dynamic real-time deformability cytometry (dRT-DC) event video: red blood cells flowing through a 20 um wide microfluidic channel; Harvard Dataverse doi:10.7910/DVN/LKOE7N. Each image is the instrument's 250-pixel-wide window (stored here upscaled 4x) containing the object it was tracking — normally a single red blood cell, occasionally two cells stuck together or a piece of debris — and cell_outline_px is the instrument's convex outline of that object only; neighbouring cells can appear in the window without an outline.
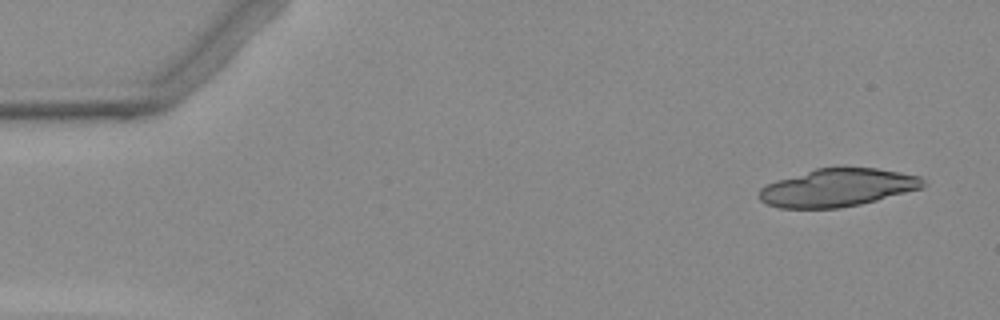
{"species": "Egyptian fruit bat (a non-hibernating species)", "species_latin": "Rousettus aegyptiacus", "temperature_condition": "warm", "stored_images_in_passage": 3, "camera_frame_rate_fps": 3000, "um_per_image_px": 0.085, "animal": {"sex": "female"}, "frame": {"image": 1, "passage_image": 1, "time_ms": 0.0, "image_size_px": [1000, 320], "cell_outline_px": [[924, 188], [860, 204], [840, 208], [780, 208], [768, 204], [760, 200], [760, 188], [776, 180], [816, 168], [876, 168], [920, 176], [924, 180]], "centroid_in_image_um": [71.2, 15.95], "position_along_channel_um": 13.8, "area_um2": 35.89}}